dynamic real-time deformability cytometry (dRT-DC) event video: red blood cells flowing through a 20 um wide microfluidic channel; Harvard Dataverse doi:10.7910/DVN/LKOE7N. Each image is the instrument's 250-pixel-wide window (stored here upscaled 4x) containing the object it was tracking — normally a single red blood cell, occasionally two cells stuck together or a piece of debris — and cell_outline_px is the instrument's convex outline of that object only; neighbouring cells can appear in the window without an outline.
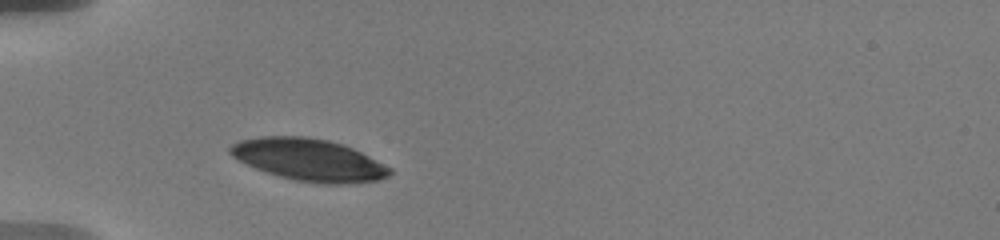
{"species": "human", "species_latin": "Homo sapiens", "temperature_condition": "warm", "stored_images_in_passage": 11, "camera_frame_rate_fps": 3000, "um_per_image_px": 0.085, "donor": {"sex": "male"}, "frame": {"image": 1, "passage_image": 1, "time_ms": 0.0, "image_size_px": [1000, 240], "cell_outline_px": [[392, 172], [388, 176], [380, 180], [344, 184], [324, 184], [296, 180], [280, 176], [256, 168], [232, 156], [228, 152], [228, 148], [232, 144], [240, 140], [260, 136], [308, 136], [328, 140], [344, 144], [392, 168]], "centroid_in_image_um": [26.27, 13.57], "position_along_channel_um": 58.7, "area_um2": 39.02}}
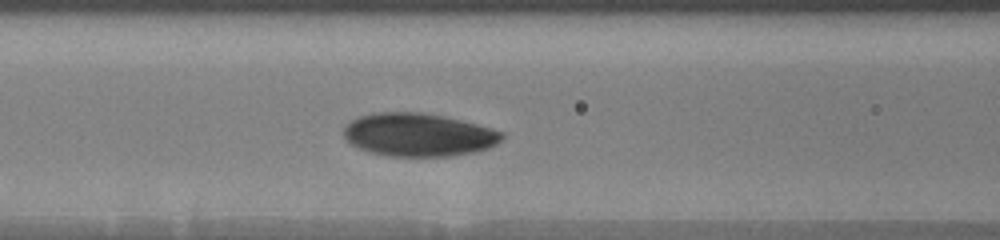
{"frame": {"image": 2, "passage_image": 7, "time_ms": 2.333, "image_size_px": [1000, 240], "cell_outline_px": [[504, 136], [496, 144], [488, 148], [476, 152], [452, 156], [384, 156], [368, 152], [356, 148], [344, 136], [344, 124], [360, 116], [372, 112], [424, 112], [444, 116], [492, 128], [504, 132]], "centroid_in_image_um": [35.55, 11.46], "position_along_channel_um": 131.1, "area_um2": 40.11}}
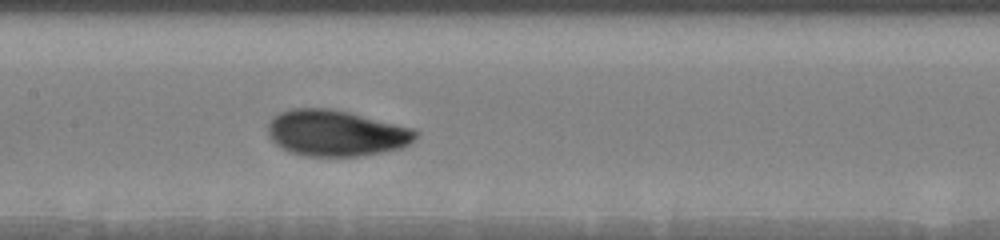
{"frame": {"image": 3, "passage_image": 10, "time_ms": 3.667, "image_size_px": [1000, 240], "cell_outline_px": [[416, 136], [408, 144], [400, 148], [360, 156], [304, 156], [292, 152], [276, 144], [268, 136], [268, 124], [272, 116], [288, 108], [332, 108], [412, 128], [416, 132]], "centroid_in_image_um": [28.5, 11.3], "position_along_channel_um": 178.9, "area_um2": 39.42}}